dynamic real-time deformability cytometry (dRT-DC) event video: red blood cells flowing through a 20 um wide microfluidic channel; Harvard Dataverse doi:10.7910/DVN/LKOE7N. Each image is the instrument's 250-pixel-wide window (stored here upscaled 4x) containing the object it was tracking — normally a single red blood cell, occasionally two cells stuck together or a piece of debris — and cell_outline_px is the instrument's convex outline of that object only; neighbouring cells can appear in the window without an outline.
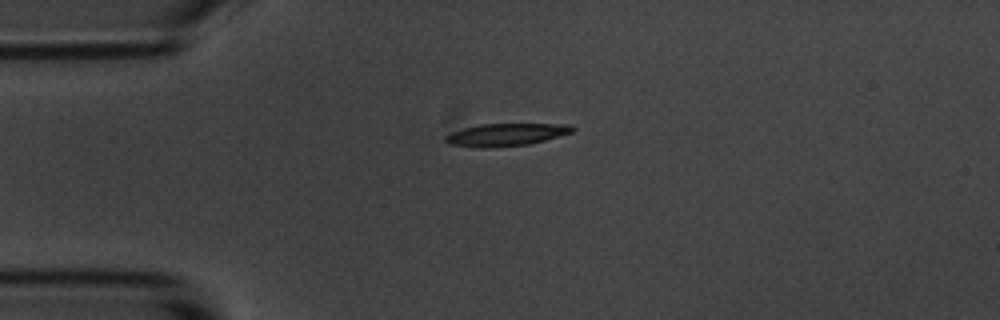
{"species": "common noctule bat (a hibernating species)", "species_latin": "Nyctalus noctula", "temperature_condition": "room temperature", "stored_images_in_passage": 2, "camera_frame_rate_fps": 3000, "um_per_image_px": 0.085, "animal": {"sex": "male", "body_mass_g": 20.1, "forearm_length_mm": 53.5}, "frame": {"image": 1, "passage_image": 1, "time_ms": 0.0, "image_size_px": [1000, 320], "cell_outline_px": [[576, 128], [572, 132], [544, 140], [528, 144], [488, 148], [484, 148], [448, 144], [444, 140], [444, 136], [452, 132], [464, 128], [480, 124], [572, 124]], "centroid_in_image_um": [43.0, 11.44], "position_along_channel_um": 42.0, "area_um2": 16.59}}